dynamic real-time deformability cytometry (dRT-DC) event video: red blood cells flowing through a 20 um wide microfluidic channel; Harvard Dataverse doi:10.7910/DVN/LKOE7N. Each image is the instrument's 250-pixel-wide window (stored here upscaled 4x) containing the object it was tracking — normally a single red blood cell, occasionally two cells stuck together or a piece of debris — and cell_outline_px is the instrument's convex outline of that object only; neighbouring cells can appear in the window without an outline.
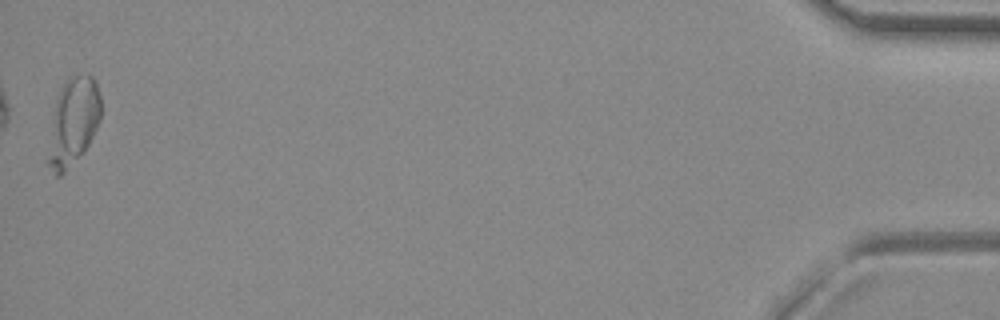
{"species": "common noctule bat (a hibernating species)", "species_latin": "Nyctalus noctula", "temperature_condition": "room temperature", "stored_images_in_passage": 41, "camera_frame_rate_fps": 3000, "um_per_image_px": 0.085, "animal": {"sex": "female", "body_mass_g": 29.2, "forearm_length_mm": 56.3}, "frame": {"image": 1, "passage_image": 41, "time_ms": 13.333, "image_size_px": [1000, 320], "cell_outline_px": [[100, 120], [88, 144], [64, 172], [60, 176], [56, 176], [44, 160], [56, 96], [60, 88], [68, 76], [92, 76], [96, 84], [100, 96]], "centroid_in_image_um": [6.15, 10.36], "position_along_channel_um": 429.0, "area_um2": 26.93}}